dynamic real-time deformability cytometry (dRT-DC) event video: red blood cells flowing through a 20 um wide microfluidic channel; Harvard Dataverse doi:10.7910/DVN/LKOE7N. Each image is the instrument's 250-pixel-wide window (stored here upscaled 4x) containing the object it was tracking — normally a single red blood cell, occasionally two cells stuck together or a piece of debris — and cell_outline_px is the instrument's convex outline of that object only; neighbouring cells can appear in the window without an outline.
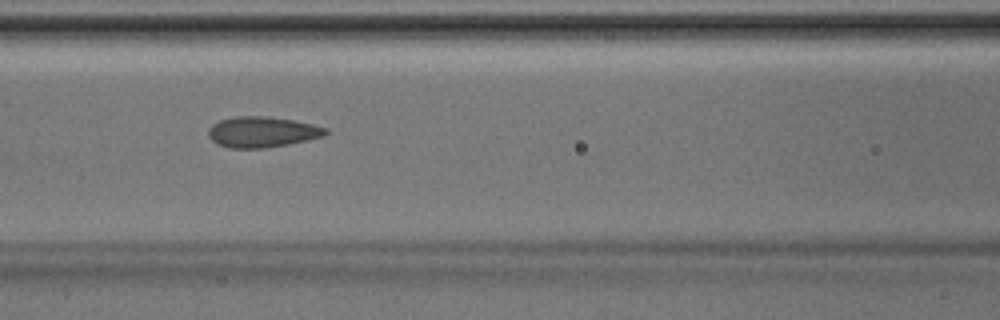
{"species": "Egyptian fruit bat (a non-hibernating species)", "species_latin": "Rousettus aegyptiacus", "temperature_condition": "room temperature", "stored_images_in_passage": 15, "camera_frame_rate_fps": 3000, "um_per_image_px": 0.085, "animal": {"sex": "male"}, "frame": {"image": 1, "passage_image": 7, "time_ms": 2.0, "image_size_px": [1000, 320], "cell_outline_px": [[328, 132], [324, 136], [288, 144], [264, 148], [228, 148], [216, 144], [208, 136], [208, 128], [212, 124], [220, 120], [236, 116], [268, 116], [292, 120], [312, 124], [328, 128]], "centroid_in_image_um": [22.25, 11.22], "position_along_channel_um": 144.3, "area_um2": 21.04}}